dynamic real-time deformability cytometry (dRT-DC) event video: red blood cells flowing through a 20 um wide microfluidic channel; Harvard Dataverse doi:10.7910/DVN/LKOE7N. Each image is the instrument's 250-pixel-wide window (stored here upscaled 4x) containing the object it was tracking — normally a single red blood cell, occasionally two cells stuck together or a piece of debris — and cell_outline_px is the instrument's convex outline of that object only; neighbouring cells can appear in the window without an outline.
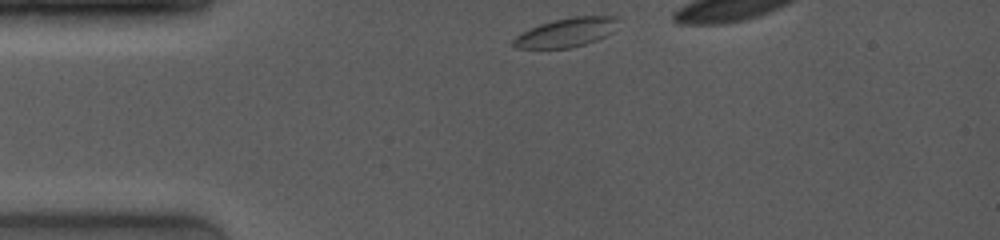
{"species": "common noctule bat (a hibernating species)", "species_latin": "Nyctalus noctula", "temperature_condition": "room temperature", "stored_images_in_passage": 9, "camera_frame_rate_fps": 4000, "um_per_image_px": 0.085, "animal": {"sex": "female", "body_mass_g": 19.0, "forearm_length_mm": 53.3}, "frame": {"image": 1, "passage_image": 1, "time_ms": 0.0, "image_size_px": [1000, 240], "cell_outline_px": [[616, 20], [612, 32], [596, 40], [572, 48], [516, 48], [512, 44], [512, 40], [520, 32], [540, 24], [552, 20], [572, 16], [616, 16]], "centroid_in_image_um": [48.06, 2.76], "position_along_channel_um": 36.9, "area_um2": 17.57}}